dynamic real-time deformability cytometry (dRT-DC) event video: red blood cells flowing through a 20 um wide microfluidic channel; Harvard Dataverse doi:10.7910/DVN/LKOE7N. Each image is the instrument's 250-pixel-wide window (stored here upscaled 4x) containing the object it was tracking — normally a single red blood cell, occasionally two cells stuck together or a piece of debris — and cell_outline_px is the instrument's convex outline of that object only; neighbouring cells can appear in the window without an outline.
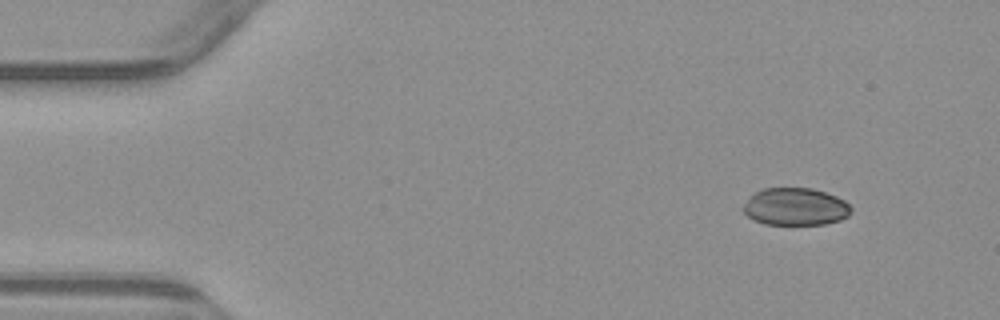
{"species": "common noctule bat (a hibernating species)", "species_latin": "Nyctalus noctula", "temperature_condition": "warm", "stored_images_in_passage": 4, "camera_frame_rate_fps": 3000, "um_per_image_px": 0.085, "animal": {"sex": "male", "body_mass_g": 23.1, "forearm_length_mm": 52.7}, "frame": {"image": 1, "passage_image": 1, "time_ms": 0.0, "image_size_px": [1000, 320], "cell_outline_px": [[852, 212], [848, 216], [840, 220], [824, 224], [764, 224], [752, 220], [740, 208], [756, 192], [764, 188], [812, 188], [836, 196], [844, 200], [852, 208]], "centroid_in_image_um": [67.61, 17.58], "position_along_channel_um": 17.4, "area_um2": 23.52}}
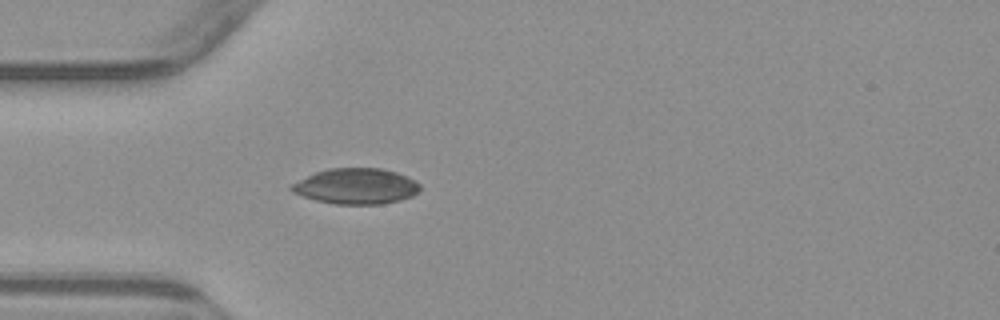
{"frame": {"image": 2, "passage_image": 4, "time_ms": 3.333, "image_size_px": [1000, 320], "cell_outline_px": [[420, 192], [412, 196], [400, 200], [384, 204], [336, 204], [316, 200], [292, 192], [288, 188], [292, 184], [316, 172], [328, 168], [380, 168], [396, 172], [416, 180], [420, 184]], "centroid_in_image_um": [30.31, 15.83], "position_along_channel_um": 54.7, "area_um2": 26.7}}